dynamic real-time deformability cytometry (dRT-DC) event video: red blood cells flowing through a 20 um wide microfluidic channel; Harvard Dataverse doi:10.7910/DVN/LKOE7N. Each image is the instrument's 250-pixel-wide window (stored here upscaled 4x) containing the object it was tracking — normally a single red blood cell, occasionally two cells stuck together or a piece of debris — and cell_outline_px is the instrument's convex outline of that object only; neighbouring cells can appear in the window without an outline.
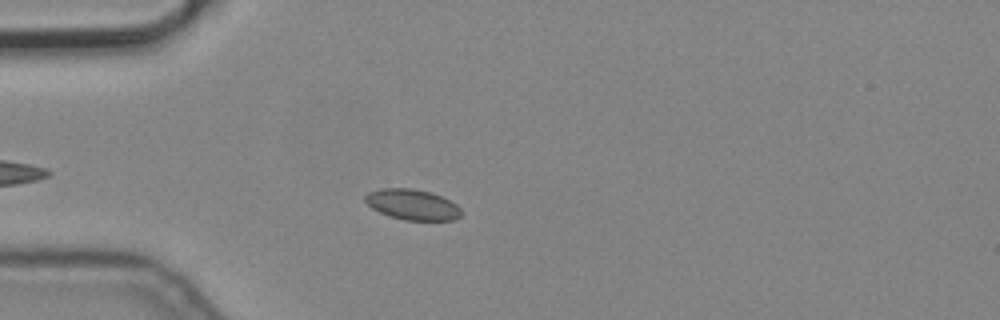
{"species": "common noctule bat (a hibernating species)", "species_latin": "Nyctalus noctula", "temperature_condition": "cold", "stored_images_in_passage": 2, "camera_frame_rate_fps": 3000, "um_per_image_px": 0.085, "animal": {"sex": "male", "body_mass_g": 19.2, "forearm_length_mm": 51.8}, "frame": {"image": 1, "passage_image": 2, "time_ms": 0.333, "image_size_px": [1000, 320], "cell_outline_px": [[460, 216], [452, 220], [404, 220], [388, 216], [372, 208], [364, 200], [364, 196], [368, 192], [380, 188], [412, 188], [432, 192], [456, 204], [460, 208]], "centroid_in_image_um": [35.01, 17.38], "position_along_channel_um": 50.0, "area_um2": 17.11}}